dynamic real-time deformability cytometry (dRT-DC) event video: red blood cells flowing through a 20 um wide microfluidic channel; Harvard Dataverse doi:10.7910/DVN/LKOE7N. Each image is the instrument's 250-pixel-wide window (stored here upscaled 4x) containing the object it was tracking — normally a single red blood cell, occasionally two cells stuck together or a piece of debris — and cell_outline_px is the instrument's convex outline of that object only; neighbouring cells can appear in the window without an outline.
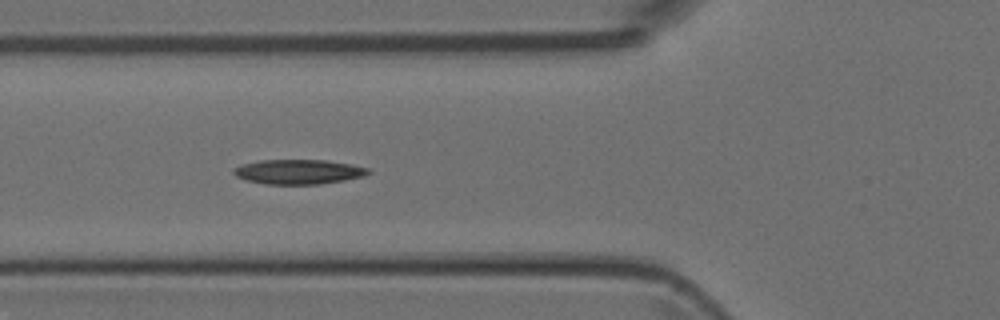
{"species": "Egyptian fruit bat (a non-hibernating species)", "species_latin": "Rousettus aegyptiacus", "temperature_condition": "room temperature", "stored_images_in_passage": 8, "camera_frame_rate_fps": 3000, "um_per_image_px": 0.085, "animal": {"sex": "female"}, "frame": {"image": 1, "passage_image": 5, "time_ms": 5.333, "image_size_px": [1000, 320], "cell_outline_px": [[372, 172], [364, 176], [344, 180], [320, 184], [264, 184], [248, 180], [236, 176], [232, 172], [240, 164], [260, 160], [328, 160], [352, 164], [368, 168]], "centroid_in_image_um": [25.4, 14.59], "position_along_channel_um": 100.4, "area_um2": 19.36}}
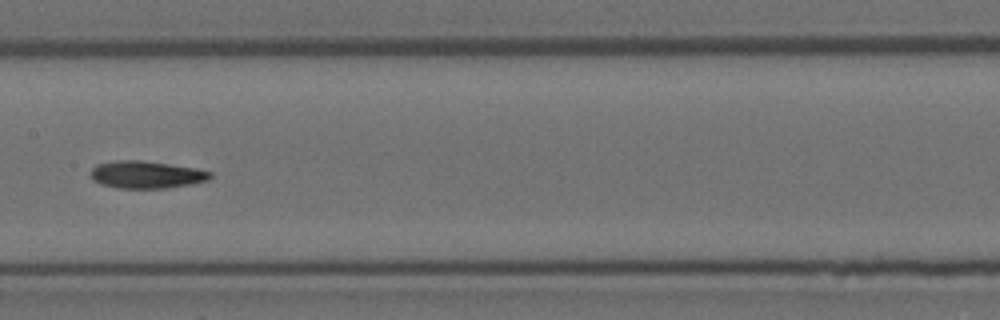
{"frame": {"image": 2, "passage_image": 7, "time_ms": 7.667, "image_size_px": [1000, 320], "cell_outline_px": [[212, 176], [208, 180], [192, 184], [168, 188], [120, 188], [100, 184], [92, 180], [92, 168], [96, 164], [116, 160], [140, 160], [196, 168], [212, 172]], "centroid_in_image_um": [12.45, 14.84], "position_along_channel_um": 195.0, "area_um2": 19.07}}
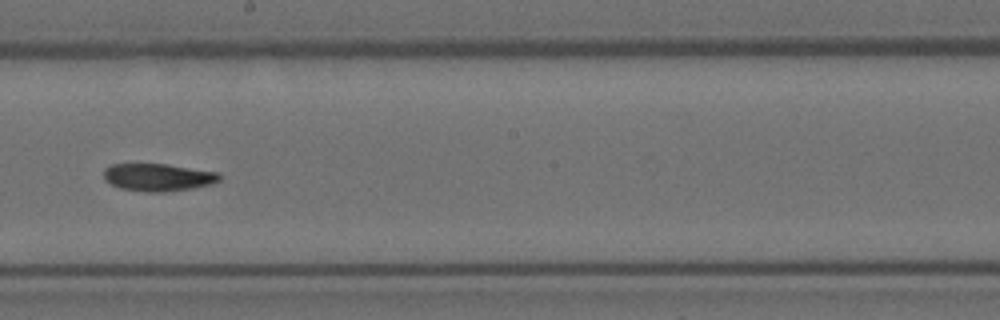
{"frame": {"image": 3, "passage_image": 8, "time_ms": 8.667, "image_size_px": [1000, 320], "cell_outline_px": [[220, 180], [212, 184], [192, 188], [164, 192], [148, 192], [120, 188], [104, 180], [104, 168], [112, 164], [168, 164], [220, 172]], "centroid_in_image_um": [13.45, 15.06], "position_along_channel_um": 234.7, "area_um2": 18.67}}